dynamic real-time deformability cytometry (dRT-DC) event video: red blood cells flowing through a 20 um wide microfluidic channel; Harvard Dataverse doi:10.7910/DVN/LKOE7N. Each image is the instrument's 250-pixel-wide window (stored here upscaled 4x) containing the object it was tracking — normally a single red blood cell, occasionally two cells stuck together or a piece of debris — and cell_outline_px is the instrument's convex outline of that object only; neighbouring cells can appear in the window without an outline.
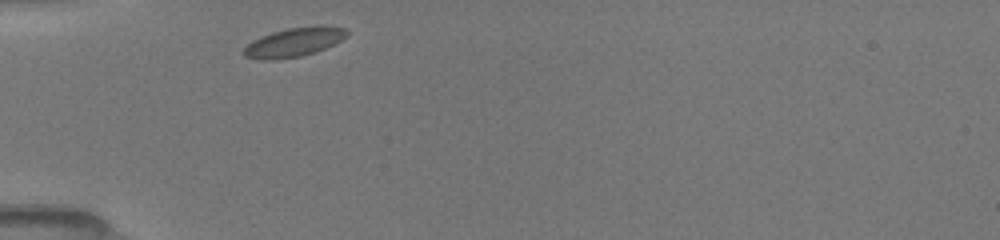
{"species": "common noctule bat (a hibernating species)", "species_latin": "Nyctalus noctula", "temperature_condition": "room temperature", "stored_images_in_passage": 29, "camera_frame_rate_fps": 3000, "um_per_image_px": 0.085, "animal": {"sex": "female", "body_mass_g": 19.5, "forearm_length_mm": 54.1}, "frame": {"image": 1, "passage_image": 1, "time_ms": 0.0, "image_size_px": [1000, 240], "cell_outline_px": [[348, 36], [324, 48], [300, 56], [276, 60], [260, 60], [244, 56], [240, 52], [252, 40], [260, 36], [272, 32], [288, 28], [320, 24], [324, 24], [348, 28]], "centroid_in_image_um": [24.98, 3.56], "position_along_channel_um": 60.0, "area_um2": 17.74}}
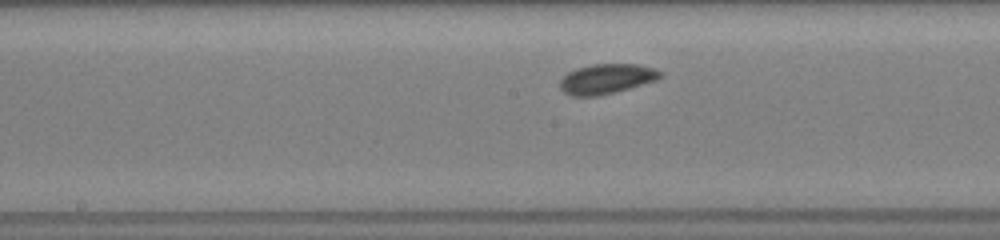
{"frame": {"image": 2, "passage_image": 12, "time_ms": 3.667, "image_size_px": [1000, 240], "cell_outline_px": [[664, 72], [656, 80], [616, 92], [596, 96], [572, 96], [564, 92], [560, 88], [560, 80], [568, 72], [576, 68], [592, 64], [636, 64], [652, 68]], "centroid_in_image_um": [51.53, 6.7], "position_along_channel_um": 196.7, "area_um2": 17.4}}
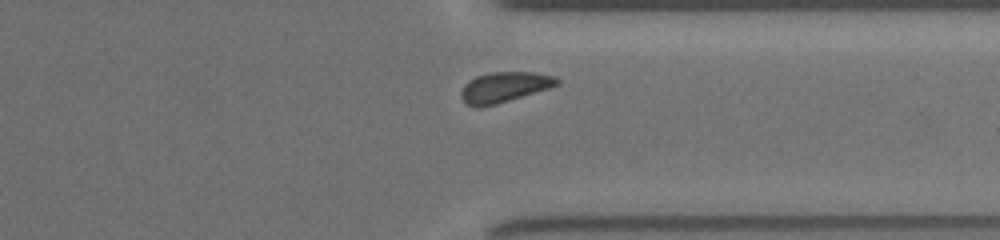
{"frame": {"image": 3, "passage_image": 25, "time_ms": 8.0, "image_size_px": [1000, 240], "cell_outline_px": [[560, 84], [548, 88], [496, 104], [480, 108], [476, 108], [464, 104], [460, 96], [460, 92], [464, 84], [468, 80], [476, 76], [488, 72], [532, 72], [552, 76], [560, 80]], "centroid_in_image_um": [42.78, 7.42], "position_along_channel_um": 368.6, "area_um2": 17.05}}